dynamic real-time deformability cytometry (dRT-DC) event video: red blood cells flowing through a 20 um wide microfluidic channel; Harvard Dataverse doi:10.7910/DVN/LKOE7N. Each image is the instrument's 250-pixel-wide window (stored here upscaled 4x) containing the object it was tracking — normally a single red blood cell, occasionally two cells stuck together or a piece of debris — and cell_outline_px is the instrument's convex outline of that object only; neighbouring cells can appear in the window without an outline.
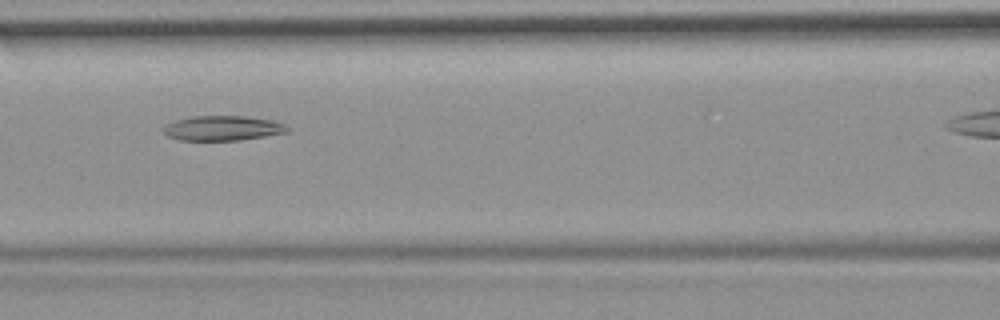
{"species": "common noctule bat (a hibernating species)", "species_latin": "Nyctalus noctula", "temperature_condition": "room temperature", "stored_images_in_passage": 10, "camera_frame_rate_fps": 3000, "um_per_image_px": 0.085, "animal": {"sex": "female", "body_mass_g": 19.9}, "frame": {"image": 1, "passage_image": 5, "time_ms": 1.333, "image_size_px": [1000, 320], "cell_outline_px": [[292, 128], [288, 132], [240, 140], [180, 140], [168, 136], [160, 128], [176, 120], [192, 116], [244, 116], [272, 120], [284, 124]], "centroid_in_image_um": [18.94, 10.89], "position_along_channel_um": 147.7, "area_um2": 17.92}}